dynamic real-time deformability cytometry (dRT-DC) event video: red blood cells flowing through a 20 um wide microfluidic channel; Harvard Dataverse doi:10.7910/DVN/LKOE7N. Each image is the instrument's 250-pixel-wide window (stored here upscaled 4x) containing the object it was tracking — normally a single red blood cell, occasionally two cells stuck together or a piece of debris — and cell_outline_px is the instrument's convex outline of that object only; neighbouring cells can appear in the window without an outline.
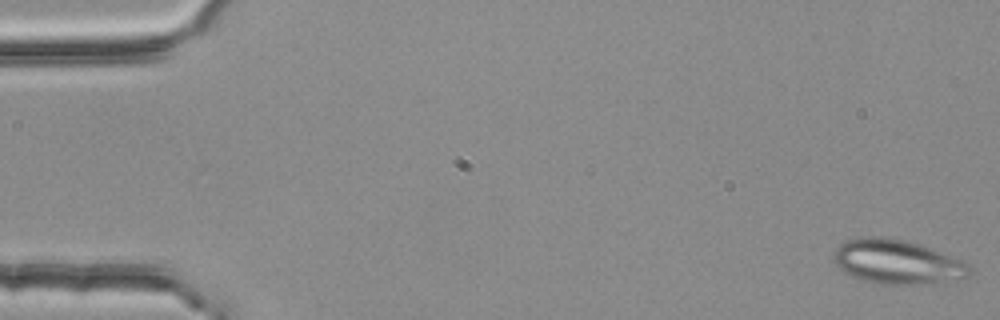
{"species": "common noctule bat (a hibernating species)", "species_latin": "Nyctalus noctula", "temperature_condition": "room temperature", "stored_images_in_passage": 6, "camera_frame_rate_fps": 3000, "um_per_image_px": 0.085, "animal": {"sex": "female", "body_mass_g": 25.1}, "frame": {"image": 1, "passage_image": 1, "time_ms": 0.0, "image_size_px": [1000, 320], "cell_outline_px": [[968, 272], [964, 276], [940, 284], [880, 284], [864, 280], [852, 276], [836, 268], [832, 260], [832, 256], [836, 248], [840, 244], [848, 240], [860, 236], [884, 236], [908, 240], [920, 244], [964, 260], [968, 264]], "centroid_in_image_um": [76.2, 22.24], "position_along_channel_um": 8.8, "area_um2": 35.49}}
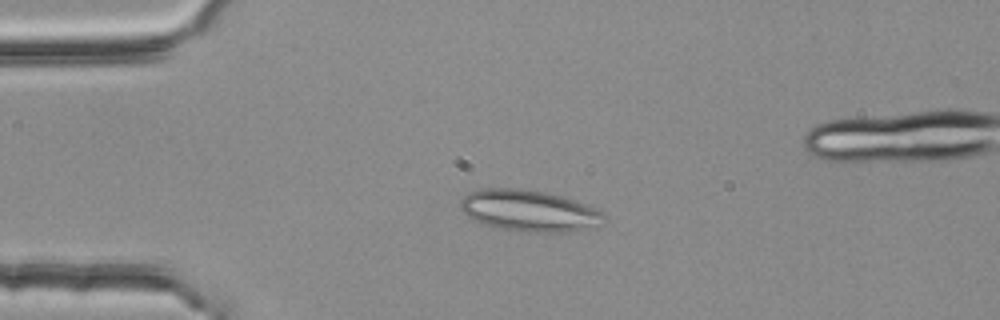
{"frame": {"image": 2, "passage_image": 4, "time_ms": 1.0, "image_size_px": [1000, 320], "cell_outline_px": [[608, 216], [584, 228], [568, 232], [520, 232], [492, 228], [480, 224], [472, 220], [460, 208], [460, 200], [468, 192], [484, 188], [524, 188], [544, 192], [560, 196], [596, 208], [604, 212]], "centroid_in_image_um": [44.86, 17.91], "position_along_channel_um": 40.1, "area_um2": 34.68}}